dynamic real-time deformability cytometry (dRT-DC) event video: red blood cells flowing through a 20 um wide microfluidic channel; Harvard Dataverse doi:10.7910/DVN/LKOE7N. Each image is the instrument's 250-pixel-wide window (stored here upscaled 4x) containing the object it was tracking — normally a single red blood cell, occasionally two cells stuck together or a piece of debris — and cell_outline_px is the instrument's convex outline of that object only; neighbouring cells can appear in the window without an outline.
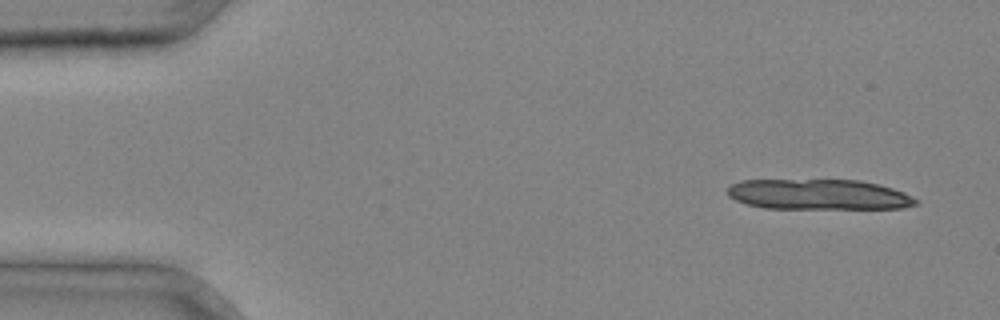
{"species": "common noctule bat (a hibernating species)", "species_latin": "Nyctalus noctula", "temperature_condition": "cold", "stored_images_in_passage": 10, "camera_frame_rate_fps": 3000, "um_per_image_px": 0.085, "animal": {"sex": "male", "body_mass_g": 20.4}, "frame": {"image": 1, "passage_image": 2, "time_ms": 0.333, "image_size_px": [1000, 320], "cell_outline_px": [[920, 200], [916, 204], [900, 208], [764, 208], [748, 204], [736, 200], [728, 196], [728, 188], [732, 184], [740, 180], [860, 180], [892, 188], [904, 192]], "centroid_in_image_um": [69.58, 16.53], "position_along_channel_um": 15.4, "area_um2": 33.18}}